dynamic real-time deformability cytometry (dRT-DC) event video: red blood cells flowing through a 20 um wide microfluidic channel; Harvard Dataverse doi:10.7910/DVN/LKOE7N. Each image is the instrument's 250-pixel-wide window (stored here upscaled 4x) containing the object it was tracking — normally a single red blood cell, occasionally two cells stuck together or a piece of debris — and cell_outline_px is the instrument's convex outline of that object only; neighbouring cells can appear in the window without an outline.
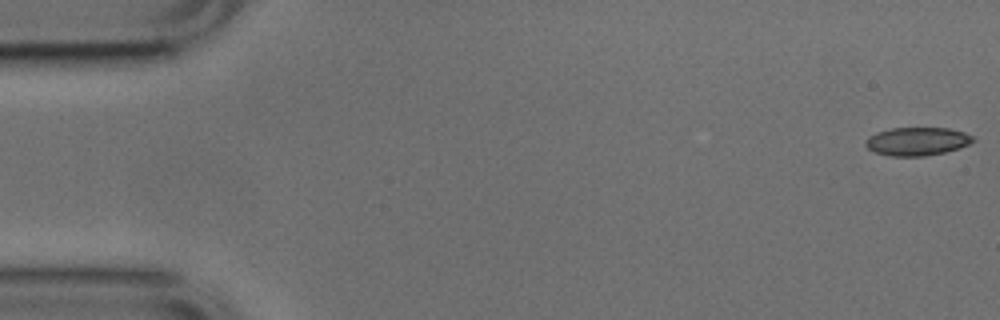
{"species": "common noctule bat (a hibernating species)", "species_latin": "Nyctalus noctula", "temperature_condition": "cold", "stored_images_in_passage": 7, "camera_frame_rate_fps": 3000, "um_per_image_px": 0.085, "animal": {"sex": "male", "body_mass_g": 17.9, "forearm_length_mm": 54.2}, "frame": {"image": 1, "passage_image": 1, "time_ms": 0.0, "image_size_px": [1000, 320], "cell_outline_px": [[976, 140], [960, 148], [944, 152], [924, 156], [888, 156], [876, 152], [868, 148], [864, 144], [868, 136], [876, 132], [892, 128], [948, 128], [964, 132], [972, 136]], "centroid_in_image_um": [77.94, 12.01], "position_along_channel_um": 7.1, "area_um2": 17.69}}